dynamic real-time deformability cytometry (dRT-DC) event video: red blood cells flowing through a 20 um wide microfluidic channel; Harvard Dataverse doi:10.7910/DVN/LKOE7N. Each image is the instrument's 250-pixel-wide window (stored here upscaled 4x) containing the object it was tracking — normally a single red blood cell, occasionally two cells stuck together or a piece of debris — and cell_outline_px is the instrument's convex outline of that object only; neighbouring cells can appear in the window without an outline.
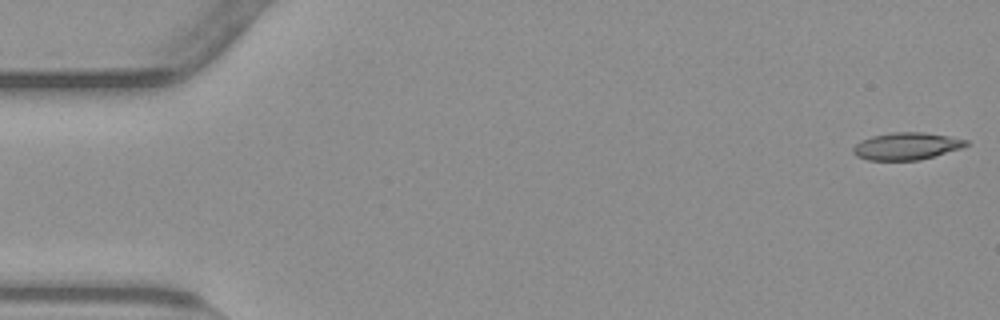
{"species": "common noctule bat (a hibernating species)", "species_latin": "Nyctalus noctula", "temperature_condition": "warm", "stored_images_in_passage": 15, "camera_frame_rate_fps": 3000, "um_per_image_px": 0.085, "animal": {"sex": "male", "body_mass_g": 23.1, "forearm_length_mm": 52.7}, "frame": {"image": 1, "passage_image": 1, "time_ms": 0.0, "image_size_px": [1000, 320], "cell_outline_px": [[968, 144], [960, 148], [920, 160], [868, 160], [856, 156], [852, 152], [852, 148], [860, 140], [872, 136], [892, 132], [924, 132], [948, 136], [968, 140]], "centroid_in_image_um": [77.01, 12.42], "position_along_channel_um": 8.0, "area_um2": 17.86}}